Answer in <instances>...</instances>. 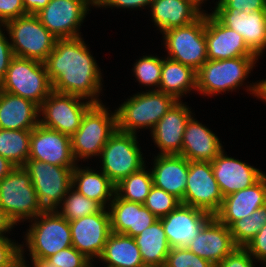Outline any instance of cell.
I'll return each instance as SVG.
<instances>
[{"label": "cell", "instance_id": "9", "mask_svg": "<svg viewBox=\"0 0 266 267\" xmlns=\"http://www.w3.org/2000/svg\"><path fill=\"white\" fill-rule=\"evenodd\" d=\"M0 206L16 225L33 220L45 211L24 167H15L0 180Z\"/></svg>", "mask_w": 266, "mask_h": 267}, {"label": "cell", "instance_id": "53", "mask_svg": "<svg viewBox=\"0 0 266 267\" xmlns=\"http://www.w3.org/2000/svg\"><path fill=\"white\" fill-rule=\"evenodd\" d=\"M258 100L266 103V79L258 80Z\"/></svg>", "mask_w": 266, "mask_h": 267}, {"label": "cell", "instance_id": "49", "mask_svg": "<svg viewBox=\"0 0 266 267\" xmlns=\"http://www.w3.org/2000/svg\"><path fill=\"white\" fill-rule=\"evenodd\" d=\"M50 0H23V6L27 14H36L46 7Z\"/></svg>", "mask_w": 266, "mask_h": 267}, {"label": "cell", "instance_id": "51", "mask_svg": "<svg viewBox=\"0 0 266 267\" xmlns=\"http://www.w3.org/2000/svg\"><path fill=\"white\" fill-rule=\"evenodd\" d=\"M15 166L4 157L0 156V180L7 176Z\"/></svg>", "mask_w": 266, "mask_h": 267}, {"label": "cell", "instance_id": "3", "mask_svg": "<svg viewBox=\"0 0 266 267\" xmlns=\"http://www.w3.org/2000/svg\"><path fill=\"white\" fill-rule=\"evenodd\" d=\"M28 222L29 229L22 236L21 254L29 252L30 259H47L72 246L69 221L56 210H45Z\"/></svg>", "mask_w": 266, "mask_h": 267}, {"label": "cell", "instance_id": "46", "mask_svg": "<svg viewBox=\"0 0 266 267\" xmlns=\"http://www.w3.org/2000/svg\"><path fill=\"white\" fill-rule=\"evenodd\" d=\"M13 57L14 54L10 44L9 35L3 27L0 29V82L5 77L10 61Z\"/></svg>", "mask_w": 266, "mask_h": 267}, {"label": "cell", "instance_id": "48", "mask_svg": "<svg viewBox=\"0 0 266 267\" xmlns=\"http://www.w3.org/2000/svg\"><path fill=\"white\" fill-rule=\"evenodd\" d=\"M16 223L7 212L0 206V237H9L10 231L15 228ZM8 234V235H7Z\"/></svg>", "mask_w": 266, "mask_h": 267}, {"label": "cell", "instance_id": "10", "mask_svg": "<svg viewBox=\"0 0 266 267\" xmlns=\"http://www.w3.org/2000/svg\"><path fill=\"white\" fill-rule=\"evenodd\" d=\"M206 12L192 23L162 32L167 58L197 71L207 60Z\"/></svg>", "mask_w": 266, "mask_h": 267}, {"label": "cell", "instance_id": "50", "mask_svg": "<svg viewBox=\"0 0 266 267\" xmlns=\"http://www.w3.org/2000/svg\"><path fill=\"white\" fill-rule=\"evenodd\" d=\"M25 256L26 254H21V260L25 267H57L56 265L48 262L46 259H30L31 262H29ZM29 263H31L32 265H30Z\"/></svg>", "mask_w": 266, "mask_h": 267}, {"label": "cell", "instance_id": "15", "mask_svg": "<svg viewBox=\"0 0 266 267\" xmlns=\"http://www.w3.org/2000/svg\"><path fill=\"white\" fill-rule=\"evenodd\" d=\"M72 246L92 262L103 253L105 243L112 233L107 208L100 212L69 221Z\"/></svg>", "mask_w": 266, "mask_h": 267}, {"label": "cell", "instance_id": "41", "mask_svg": "<svg viewBox=\"0 0 266 267\" xmlns=\"http://www.w3.org/2000/svg\"><path fill=\"white\" fill-rule=\"evenodd\" d=\"M0 237V267H15L21 261V243Z\"/></svg>", "mask_w": 266, "mask_h": 267}, {"label": "cell", "instance_id": "33", "mask_svg": "<svg viewBox=\"0 0 266 267\" xmlns=\"http://www.w3.org/2000/svg\"><path fill=\"white\" fill-rule=\"evenodd\" d=\"M31 130L0 128V156L15 167H23L29 159Z\"/></svg>", "mask_w": 266, "mask_h": 267}, {"label": "cell", "instance_id": "6", "mask_svg": "<svg viewBox=\"0 0 266 267\" xmlns=\"http://www.w3.org/2000/svg\"><path fill=\"white\" fill-rule=\"evenodd\" d=\"M0 89L30 100L40 107L52 92V85L44 62L14 56L0 82Z\"/></svg>", "mask_w": 266, "mask_h": 267}, {"label": "cell", "instance_id": "27", "mask_svg": "<svg viewBox=\"0 0 266 267\" xmlns=\"http://www.w3.org/2000/svg\"><path fill=\"white\" fill-rule=\"evenodd\" d=\"M154 26L160 33L181 27L197 20L206 10H202L192 0H153L149 11Z\"/></svg>", "mask_w": 266, "mask_h": 267}, {"label": "cell", "instance_id": "31", "mask_svg": "<svg viewBox=\"0 0 266 267\" xmlns=\"http://www.w3.org/2000/svg\"><path fill=\"white\" fill-rule=\"evenodd\" d=\"M104 267H145L133 237L112 232L98 259Z\"/></svg>", "mask_w": 266, "mask_h": 267}, {"label": "cell", "instance_id": "37", "mask_svg": "<svg viewBox=\"0 0 266 267\" xmlns=\"http://www.w3.org/2000/svg\"><path fill=\"white\" fill-rule=\"evenodd\" d=\"M164 57L154 54L144 55L136 59L132 65L133 76L142 87L149 88L148 91H158L161 81L162 61ZM144 85V86H143Z\"/></svg>", "mask_w": 266, "mask_h": 267}, {"label": "cell", "instance_id": "8", "mask_svg": "<svg viewBox=\"0 0 266 267\" xmlns=\"http://www.w3.org/2000/svg\"><path fill=\"white\" fill-rule=\"evenodd\" d=\"M6 29L14 56L45 62L53 51L56 38L34 14L8 21Z\"/></svg>", "mask_w": 266, "mask_h": 267}, {"label": "cell", "instance_id": "21", "mask_svg": "<svg viewBox=\"0 0 266 267\" xmlns=\"http://www.w3.org/2000/svg\"><path fill=\"white\" fill-rule=\"evenodd\" d=\"M205 39L208 60H225L242 56H256L243 37L224 26L211 12L206 11Z\"/></svg>", "mask_w": 266, "mask_h": 267}, {"label": "cell", "instance_id": "30", "mask_svg": "<svg viewBox=\"0 0 266 267\" xmlns=\"http://www.w3.org/2000/svg\"><path fill=\"white\" fill-rule=\"evenodd\" d=\"M197 71L192 67L167 57L162 61L161 81L158 91L174 96L181 101L187 94L197 91Z\"/></svg>", "mask_w": 266, "mask_h": 267}, {"label": "cell", "instance_id": "57", "mask_svg": "<svg viewBox=\"0 0 266 267\" xmlns=\"http://www.w3.org/2000/svg\"><path fill=\"white\" fill-rule=\"evenodd\" d=\"M264 265V266H263ZM261 267H266V263H262V266Z\"/></svg>", "mask_w": 266, "mask_h": 267}, {"label": "cell", "instance_id": "40", "mask_svg": "<svg viewBox=\"0 0 266 267\" xmlns=\"http://www.w3.org/2000/svg\"><path fill=\"white\" fill-rule=\"evenodd\" d=\"M46 260L57 267H94L93 262L73 246L62 249Z\"/></svg>", "mask_w": 266, "mask_h": 267}, {"label": "cell", "instance_id": "28", "mask_svg": "<svg viewBox=\"0 0 266 267\" xmlns=\"http://www.w3.org/2000/svg\"><path fill=\"white\" fill-rule=\"evenodd\" d=\"M39 108L30 100L0 90V128L32 130L39 124Z\"/></svg>", "mask_w": 266, "mask_h": 267}, {"label": "cell", "instance_id": "23", "mask_svg": "<svg viewBox=\"0 0 266 267\" xmlns=\"http://www.w3.org/2000/svg\"><path fill=\"white\" fill-rule=\"evenodd\" d=\"M107 209L111 231L133 238L158 220L143 204L121 199L116 193Z\"/></svg>", "mask_w": 266, "mask_h": 267}, {"label": "cell", "instance_id": "19", "mask_svg": "<svg viewBox=\"0 0 266 267\" xmlns=\"http://www.w3.org/2000/svg\"><path fill=\"white\" fill-rule=\"evenodd\" d=\"M191 109L187 102L177 101L154 126L150 135L158 155L181 154L186 123L195 113Z\"/></svg>", "mask_w": 266, "mask_h": 267}, {"label": "cell", "instance_id": "44", "mask_svg": "<svg viewBox=\"0 0 266 267\" xmlns=\"http://www.w3.org/2000/svg\"><path fill=\"white\" fill-rule=\"evenodd\" d=\"M27 15L23 0H0V22L5 25L8 21Z\"/></svg>", "mask_w": 266, "mask_h": 267}, {"label": "cell", "instance_id": "29", "mask_svg": "<svg viewBox=\"0 0 266 267\" xmlns=\"http://www.w3.org/2000/svg\"><path fill=\"white\" fill-rule=\"evenodd\" d=\"M77 164L72 171V188L108 208L115 195V184L101 170Z\"/></svg>", "mask_w": 266, "mask_h": 267}, {"label": "cell", "instance_id": "17", "mask_svg": "<svg viewBox=\"0 0 266 267\" xmlns=\"http://www.w3.org/2000/svg\"><path fill=\"white\" fill-rule=\"evenodd\" d=\"M29 159L75 167L70 136L38 124L31 130Z\"/></svg>", "mask_w": 266, "mask_h": 267}, {"label": "cell", "instance_id": "55", "mask_svg": "<svg viewBox=\"0 0 266 267\" xmlns=\"http://www.w3.org/2000/svg\"><path fill=\"white\" fill-rule=\"evenodd\" d=\"M15 267H25L22 260Z\"/></svg>", "mask_w": 266, "mask_h": 267}, {"label": "cell", "instance_id": "4", "mask_svg": "<svg viewBox=\"0 0 266 267\" xmlns=\"http://www.w3.org/2000/svg\"><path fill=\"white\" fill-rule=\"evenodd\" d=\"M105 104H93L83 115L80 127L70 137L75 161L84 162L99 158L110 136L117 130L116 110ZM110 111V112H109Z\"/></svg>", "mask_w": 266, "mask_h": 267}, {"label": "cell", "instance_id": "42", "mask_svg": "<svg viewBox=\"0 0 266 267\" xmlns=\"http://www.w3.org/2000/svg\"><path fill=\"white\" fill-rule=\"evenodd\" d=\"M212 9H237L240 12L266 10V0H216Z\"/></svg>", "mask_w": 266, "mask_h": 267}, {"label": "cell", "instance_id": "35", "mask_svg": "<svg viewBox=\"0 0 266 267\" xmlns=\"http://www.w3.org/2000/svg\"><path fill=\"white\" fill-rule=\"evenodd\" d=\"M102 209L103 207L98 202L87 198L71 187L55 210L68 221H72L98 213Z\"/></svg>", "mask_w": 266, "mask_h": 267}, {"label": "cell", "instance_id": "47", "mask_svg": "<svg viewBox=\"0 0 266 267\" xmlns=\"http://www.w3.org/2000/svg\"><path fill=\"white\" fill-rule=\"evenodd\" d=\"M153 0H113L106 8H116V9H124L128 10H149L151 3ZM147 6V7H146ZM126 8V9H125Z\"/></svg>", "mask_w": 266, "mask_h": 267}, {"label": "cell", "instance_id": "32", "mask_svg": "<svg viewBox=\"0 0 266 267\" xmlns=\"http://www.w3.org/2000/svg\"><path fill=\"white\" fill-rule=\"evenodd\" d=\"M134 240L139 247L144 266H165L171 247L160 219L134 237Z\"/></svg>", "mask_w": 266, "mask_h": 267}, {"label": "cell", "instance_id": "20", "mask_svg": "<svg viewBox=\"0 0 266 267\" xmlns=\"http://www.w3.org/2000/svg\"><path fill=\"white\" fill-rule=\"evenodd\" d=\"M211 166L223 197L253 185L265 174L247 162L228 156L225 149L214 158Z\"/></svg>", "mask_w": 266, "mask_h": 267}, {"label": "cell", "instance_id": "1", "mask_svg": "<svg viewBox=\"0 0 266 267\" xmlns=\"http://www.w3.org/2000/svg\"><path fill=\"white\" fill-rule=\"evenodd\" d=\"M44 63L52 91L80 96L93 104L103 103L99 95L104 93V74L83 36L57 39Z\"/></svg>", "mask_w": 266, "mask_h": 267}, {"label": "cell", "instance_id": "14", "mask_svg": "<svg viewBox=\"0 0 266 267\" xmlns=\"http://www.w3.org/2000/svg\"><path fill=\"white\" fill-rule=\"evenodd\" d=\"M223 198L211 162L189 161L187 185L181 203L214 216L220 210Z\"/></svg>", "mask_w": 266, "mask_h": 267}, {"label": "cell", "instance_id": "18", "mask_svg": "<svg viewBox=\"0 0 266 267\" xmlns=\"http://www.w3.org/2000/svg\"><path fill=\"white\" fill-rule=\"evenodd\" d=\"M212 217V214L202 209L180 203L172 212L159 219L170 247L174 248L187 247Z\"/></svg>", "mask_w": 266, "mask_h": 267}, {"label": "cell", "instance_id": "12", "mask_svg": "<svg viewBox=\"0 0 266 267\" xmlns=\"http://www.w3.org/2000/svg\"><path fill=\"white\" fill-rule=\"evenodd\" d=\"M23 167L29 173L42 207L45 210H55L72 186L74 167H62L32 159H28Z\"/></svg>", "mask_w": 266, "mask_h": 267}, {"label": "cell", "instance_id": "52", "mask_svg": "<svg viewBox=\"0 0 266 267\" xmlns=\"http://www.w3.org/2000/svg\"><path fill=\"white\" fill-rule=\"evenodd\" d=\"M113 0H87V4L90 7H95L96 8H104L106 9V7L112 2Z\"/></svg>", "mask_w": 266, "mask_h": 267}, {"label": "cell", "instance_id": "45", "mask_svg": "<svg viewBox=\"0 0 266 267\" xmlns=\"http://www.w3.org/2000/svg\"><path fill=\"white\" fill-rule=\"evenodd\" d=\"M245 249L257 262L266 263V224L246 245Z\"/></svg>", "mask_w": 266, "mask_h": 267}, {"label": "cell", "instance_id": "38", "mask_svg": "<svg viewBox=\"0 0 266 267\" xmlns=\"http://www.w3.org/2000/svg\"><path fill=\"white\" fill-rule=\"evenodd\" d=\"M180 203L174 195L153 185L143 205L159 219L172 212Z\"/></svg>", "mask_w": 266, "mask_h": 267}, {"label": "cell", "instance_id": "54", "mask_svg": "<svg viewBox=\"0 0 266 267\" xmlns=\"http://www.w3.org/2000/svg\"><path fill=\"white\" fill-rule=\"evenodd\" d=\"M197 6H199L202 10L204 9V8H202L203 6V4L205 3L206 4V2H207V0H192Z\"/></svg>", "mask_w": 266, "mask_h": 267}, {"label": "cell", "instance_id": "25", "mask_svg": "<svg viewBox=\"0 0 266 267\" xmlns=\"http://www.w3.org/2000/svg\"><path fill=\"white\" fill-rule=\"evenodd\" d=\"M194 117L186 123L180 155L189 161L212 162L224 146L211 128Z\"/></svg>", "mask_w": 266, "mask_h": 267}, {"label": "cell", "instance_id": "24", "mask_svg": "<svg viewBox=\"0 0 266 267\" xmlns=\"http://www.w3.org/2000/svg\"><path fill=\"white\" fill-rule=\"evenodd\" d=\"M265 204L266 173L253 185L224 197L220 210L214 216L229 227Z\"/></svg>", "mask_w": 266, "mask_h": 267}, {"label": "cell", "instance_id": "7", "mask_svg": "<svg viewBox=\"0 0 266 267\" xmlns=\"http://www.w3.org/2000/svg\"><path fill=\"white\" fill-rule=\"evenodd\" d=\"M139 145L136 134L117 129L103 147L99 168L115 185L146 165Z\"/></svg>", "mask_w": 266, "mask_h": 267}, {"label": "cell", "instance_id": "26", "mask_svg": "<svg viewBox=\"0 0 266 267\" xmlns=\"http://www.w3.org/2000/svg\"><path fill=\"white\" fill-rule=\"evenodd\" d=\"M153 156V168L150 167L153 185L182 201L187 185L189 160L180 154Z\"/></svg>", "mask_w": 266, "mask_h": 267}, {"label": "cell", "instance_id": "43", "mask_svg": "<svg viewBox=\"0 0 266 267\" xmlns=\"http://www.w3.org/2000/svg\"><path fill=\"white\" fill-rule=\"evenodd\" d=\"M257 261L243 247H237L227 255L216 267H256Z\"/></svg>", "mask_w": 266, "mask_h": 267}, {"label": "cell", "instance_id": "16", "mask_svg": "<svg viewBox=\"0 0 266 267\" xmlns=\"http://www.w3.org/2000/svg\"><path fill=\"white\" fill-rule=\"evenodd\" d=\"M224 25L238 32L248 48L260 59L266 51V10L240 12L237 9H211Z\"/></svg>", "mask_w": 266, "mask_h": 267}, {"label": "cell", "instance_id": "39", "mask_svg": "<svg viewBox=\"0 0 266 267\" xmlns=\"http://www.w3.org/2000/svg\"><path fill=\"white\" fill-rule=\"evenodd\" d=\"M164 267H216L186 247L171 248Z\"/></svg>", "mask_w": 266, "mask_h": 267}, {"label": "cell", "instance_id": "13", "mask_svg": "<svg viewBox=\"0 0 266 267\" xmlns=\"http://www.w3.org/2000/svg\"><path fill=\"white\" fill-rule=\"evenodd\" d=\"M89 11L87 0H50L35 15L56 38L65 39L83 36L80 28Z\"/></svg>", "mask_w": 266, "mask_h": 267}, {"label": "cell", "instance_id": "11", "mask_svg": "<svg viewBox=\"0 0 266 267\" xmlns=\"http://www.w3.org/2000/svg\"><path fill=\"white\" fill-rule=\"evenodd\" d=\"M92 105L80 96L52 91L39 108V124L71 137Z\"/></svg>", "mask_w": 266, "mask_h": 267}, {"label": "cell", "instance_id": "5", "mask_svg": "<svg viewBox=\"0 0 266 267\" xmlns=\"http://www.w3.org/2000/svg\"><path fill=\"white\" fill-rule=\"evenodd\" d=\"M116 108L117 129L136 134L150 130L178 101L174 96L159 91H140ZM140 129V130H139Z\"/></svg>", "mask_w": 266, "mask_h": 267}, {"label": "cell", "instance_id": "56", "mask_svg": "<svg viewBox=\"0 0 266 267\" xmlns=\"http://www.w3.org/2000/svg\"><path fill=\"white\" fill-rule=\"evenodd\" d=\"M3 27H4V25L0 22V29L3 28Z\"/></svg>", "mask_w": 266, "mask_h": 267}, {"label": "cell", "instance_id": "2", "mask_svg": "<svg viewBox=\"0 0 266 267\" xmlns=\"http://www.w3.org/2000/svg\"><path fill=\"white\" fill-rule=\"evenodd\" d=\"M259 61L257 56H242L225 60H207L198 70L197 91L202 96L213 97L219 94L240 91L246 85L247 92L258 96V81L248 84L246 79ZM245 83V84H244ZM248 84V85H247Z\"/></svg>", "mask_w": 266, "mask_h": 267}, {"label": "cell", "instance_id": "36", "mask_svg": "<svg viewBox=\"0 0 266 267\" xmlns=\"http://www.w3.org/2000/svg\"><path fill=\"white\" fill-rule=\"evenodd\" d=\"M266 224V204L255 210L251 215L234 221L229 230L237 247L246 245Z\"/></svg>", "mask_w": 266, "mask_h": 267}, {"label": "cell", "instance_id": "34", "mask_svg": "<svg viewBox=\"0 0 266 267\" xmlns=\"http://www.w3.org/2000/svg\"><path fill=\"white\" fill-rule=\"evenodd\" d=\"M152 186L151 170L145 165L116 184L115 193L121 199L143 204Z\"/></svg>", "mask_w": 266, "mask_h": 267}, {"label": "cell", "instance_id": "22", "mask_svg": "<svg viewBox=\"0 0 266 267\" xmlns=\"http://www.w3.org/2000/svg\"><path fill=\"white\" fill-rule=\"evenodd\" d=\"M186 248L217 266L237 246L229 227L213 216Z\"/></svg>", "mask_w": 266, "mask_h": 267}]
</instances>
